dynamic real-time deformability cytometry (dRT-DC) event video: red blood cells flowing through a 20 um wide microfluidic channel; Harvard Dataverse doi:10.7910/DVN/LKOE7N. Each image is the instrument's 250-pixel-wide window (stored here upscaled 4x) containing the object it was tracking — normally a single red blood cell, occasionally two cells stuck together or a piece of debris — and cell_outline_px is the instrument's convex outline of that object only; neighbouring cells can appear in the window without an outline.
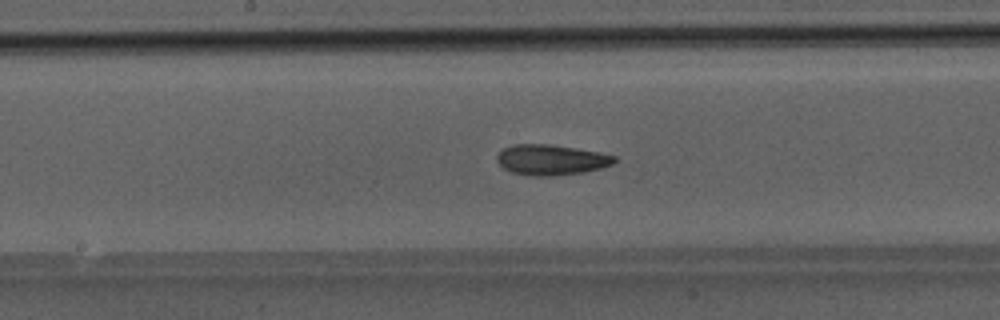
{"species": "Egyptian fruit bat (a non-hibernating species)", "species_latin": "Rousettus aegyptiacus", "temperature_condition": "room temperature", "stored_images_in_passage": 48, "camera_frame_rate_fps": 3000, "um_per_image_px": 0.085, "animal": {"sex": "male"}, "frame": {"image": 1, "passage_image": 25, "time_ms": 8.0, "image_size_px": [1000, 320], "cell_outline_px": [[616, 160], [612, 164], [600, 168], [584, 172], [548, 176], [532, 176], [512, 172], [504, 168], [496, 160], [496, 156], [504, 148], [516, 144], [548, 144], [576, 148], [600, 152], [616, 156]], "centroid_in_image_um": [46.85, 13.58], "position_along_channel_um": 201.3, "area_um2": 20.69}}
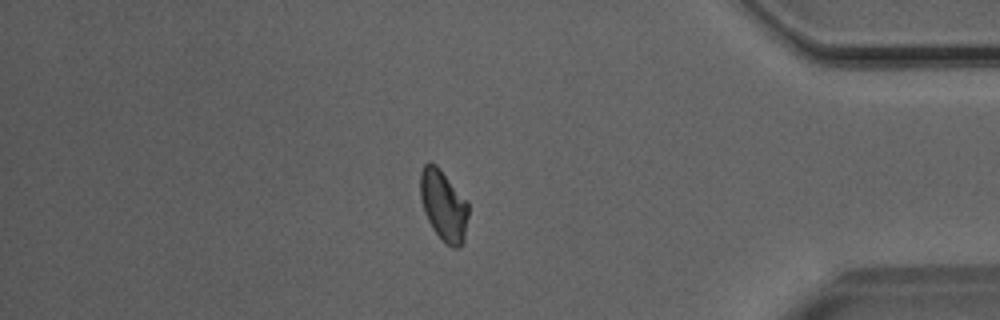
{"frame": {"image": 2, "passage_image": 41, "time_ms": 13.333, "image_size_px": [1000, 320], "cell_outline_px": [[468, 216], [464, 240], [456, 248], [452, 248], [444, 244], [432, 228], [424, 212], [420, 196], [420, 172], [424, 164], [428, 160], [436, 164], [440, 168], [468, 200]], "centroid_in_image_um": [37.7, 17.44], "position_along_channel_um": 397.5, "area_um2": 20.23}}
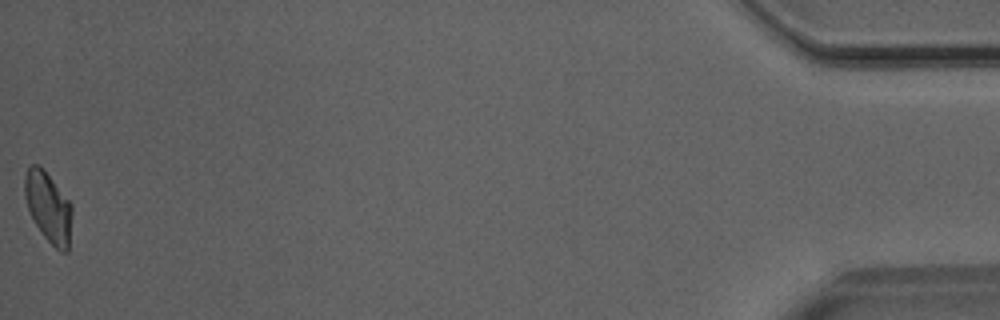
{"frame": {"image": 3, "passage_image": 48, "time_ms": 15.667, "image_size_px": [1000, 320], "cell_outline_px": [[72, 212], [68, 252], [60, 252], [44, 236], [36, 224], [28, 208], [24, 196], [24, 176], [28, 168], [32, 164], [40, 164], [72, 204]], "centroid_in_image_um": [4.11, 17.58], "position_along_channel_um": 431.1, "area_um2": 19.31}}